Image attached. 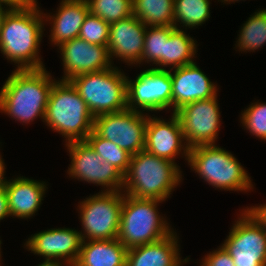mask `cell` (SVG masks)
Segmentation results:
<instances>
[{
  "label": "cell",
  "instance_id": "cell-1",
  "mask_svg": "<svg viewBox=\"0 0 266 266\" xmlns=\"http://www.w3.org/2000/svg\"><path fill=\"white\" fill-rule=\"evenodd\" d=\"M44 14L38 5L9 9L0 27V50L18 70L44 68L38 53L43 36Z\"/></svg>",
  "mask_w": 266,
  "mask_h": 266
},
{
  "label": "cell",
  "instance_id": "cell-2",
  "mask_svg": "<svg viewBox=\"0 0 266 266\" xmlns=\"http://www.w3.org/2000/svg\"><path fill=\"white\" fill-rule=\"evenodd\" d=\"M55 79L41 69L14 70L0 90V111L22 123L45 118L50 90Z\"/></svg>",
  "mask_w": 266,
  "mask_h": 266
},
{
  "label": "cell",
  "instance_id": "cell-3",
  "mask_svg": "<svg viewBox=\"0 0 266 266\" xmlns=\"http://www.w3.org/2000/svg\"><path fill=\"white\" fill-rule=\"evenodd\" d=\"M181 179L176 163L142 150L131 155L123 192L135 198L165 201Z\"/></svg>",
  "mask_w": 266,
  "mask_h": 266
},
{
  "label": "cell",
  "instance_id": "cell-4",
  "mask_svg": "<svg viewBox=\"0 0 266 266\" xmlns=\"http://www.w3.org/2000/svg\"><path fill=\"white\" fill-rule=\"evenodd\" d=\"M44 122L66 143L85 141L93 131L94 116L70 81H55L50 90Z\"/></svg>",
  "mask_w": 266,
  "mask_h": 266
},
{
  "label": "cell",
  "instance_id": "cell-5",
  "mask_svg": "<svg viewBox=\"0 0 266 266\" xmlns=\"http://www.w3.org/2000/svg\"><path fill=\"white\" fill-rule=\"evenodd\" d=\"M162 202L123 194L117 239L127 249L156 242L173 232L157 210L158 203Z\"/></svg>",
  "mask_w": 266,
  "mask_h": 266
},
{
  "label": "cell",
  "instance_id": "cell-6",
  "mask_svg": "<svg viewBox=\"0 0 266 266\" xmlns=\"http://www.w3.org/2000/svg\"><path fill=\"white\" fill-rule=\"evenodd\" d=\"M191 169L220 190L249 191L253 188L247 171L230 152L215 144L189 148Z\"/></svg>",
  "mask_w": 266,
  "mask_h": 266
},
{
  "label": "cell",
  "instance_id": "cell-7",
  "mask_svg": "<svg viewBox=\"0 0 266 266\" xmlns=\"http://www.w3.org/2000/svg\"><path fill=\"white\" fill-rule=\"evenodd\" d=\"M126 78L118 67L113 66L110 69L77 75L69 81L86 102L91 114L96 117L127 109Z\"/></svg>",
  "mask_w": 266,
  "mask_h": 266
},
{
  "label": "cell",
  "instance_id": "cell-8",
  "mask_svg": "<svg viewBox=\"0 0 266 266\" xmlns=\"http://www.w3.org/2000/svg\"><path fill=\"white\" fill-rule=\"evenodd\" d=\"M122 191L103 192L80 202L83 241L116 239L120 227Z\"/></svg>",
  "mask_w": 266,
  "mask_h": 266
},
{
  "label": "cell",
  "instance_id": "cell-9",
  "mask_svg": "<svg viewBox=\"0 0 266 266\" xmlns=\"http://www.w3.org/2000/svg\"><path fill=\"white\" fill-rule=\"evenodd\" d=\"M243 210L222 245L235 266H266V232L247 209Z\"/></svg>",
  "mask_w": 266,
  "mask_h": 266
},
{
  "label": "cell",
  "instance_id": "cell-10",
  "mask_svg": "<svg viewBox=\"0 0 266 266\" xmlns=\"http://www.w3.org/2000/svg\"><path fill=\"white\" fill-rule=\"evenodd\" d=\"M125 109L94 117L93 130L131 155L144 150L148 115ZM146 116V117H145Z\"/></svg>",
  "mask_w": 266,
  "mask_h": 266
},
{
  "label": "cell",
  "instance_id": "cell-11",
  "mask_svg": "<svg viewBox=\"0 0 266 266\" xmlns=\"http://www.w3.org/2000/svg\"><path fill=\"white\" fill-rule=\"evenodd\" d=\"M128 78H126L128 109L149 112L172 107L170 70L152 67L140 72L133 82Z\"/></svg>",
  "mask_w": 266,
  "mask_h": 266
},
{
  "label": "cell",
  "instance_id": "cell-12",
  "mask_svg": "<svg viewBox=\"0 0 266 266\" xmlns=\"http://www.w3.org/2000/svg\"><path fill=\"white\" fill-rule=\"evenodd\" d=\"M71 157L70 177L107 187L104 192L122 191L124 175L97 154L86 141L66 143Z\"/></svg>",
  "mask_w": 266,
  "mask_h": 266
},
{
  "label": "cell",
  "instance_id": "cell-13",
  "mask_svg": "<svg viewBox=\"0 0 266 266\" xmlns=\"http://www.w3.org/2000/svg\"><path fill=\"white\" fill-rule=\"evenodd\" d=\"M217 95L184 105L175 114L178 116L186 145L215 144L220 128V112Z\"/></svg>",
  "mask_w": 266,
  "mask_h": 266
},
{
  "label": "cell",
  "instance_id": "cell-14",
  "mask_svg": "<svg viewBox=\"0 0 266 266\" xmlns=\"http://www.w3.org/2000/svg\"><path fill=\"white\" fill-rule=\"evenodd\" d=\"M83 238L80 232L70 228H54L35 233L24 245L32 253L46 261H62L74 266L78 260Z\"/></svg>",
  "mask_w": 266,
  "mask_h": 266
},
{
  "label": "cell",
  "instance_id": "cell-15",
  "mask_svg": "<svg viewBox=\"0 0 266 266\" xmlns=\"http://www.w3.org/2000/svg\"><path fill=\"white\" fill-rule=\"evenodd\" d=\"M63 61L64 76L61 80L91 72H98L112 67L107 46L88 43L74 38L59 46Z\"/></svg>",
  "mask_w": 266,
  "mask_h": 266
},
{
  "label": "cell",
  "instance_id": "cell-16",
  "mask_svg": "<svg viewBox=\"0 0 266 266\" xmlns=\"http://www.w3.org/2000/svg\"><path fill=\"white\" fill-rule=\"evenodd\" d=\"M170 121L148 116L144 150L157 157L175 163V157L181 153L188 161L189 147L183 143L184 136L180 120L172 113ZM184 144V145H183Z\"/></svg>",
  "mask_w": 266,
  "mask_h": 266
},
{
  "label": "cell",
  "instance_id": "cell-17",
  "mask_svg": "<svg viewBox=\"0 0 266 266\" xmlns=\"http://www.w3.org/2000/svg\"><path fill=\"white\" fill-rule=\"evenodd\" d=\"M170 77L172 80V111L177 112L184 105L205 100L217 95V86L212 83L196 62L176 67Z\"/></svg>",
  "mask_w": 266,
  "mask_h": 266
},
{
  "label": "cell",
  "instance_id": "cell-18",
  "mask_svg": "<svg viewBox=\"0 0 266 266\" xmlns=\"http://www.w3.org/2000/svg\"><path fill=\"white\" fill-rule=\"evenodd\" d=\"M146 27L134 15L112 23L107 44L110 59L114 56L129 65L141 64Z\"/></svg>",
  "mask_w": 266,
  "mask_h": 266
},
{
  "label": "cell",
  "instance_id": "cell-19",
  "mask_svg": "<svg viewBox=\"0 0 266 266\" xmlns=\"http://www.w3.org/2000/svg\"><path fill=\"white\" fill-rule=\"evenodd\" d=\"M10 216L30 218L40 208L46 183L26 177H16L4 182Z\"/></svg>",
  "mask_w": 266,
  "mask_h": 266
},
{
  "label": "cell",
  "instance_id": "cell-20",
  "mask_svg": "<svg viewBox=\"0 0 266 266\" xmlns=\"http://www.w3.org/2000/svg\"><path fill=\"white\" fill-rule=\"evenodd\" d=\"M174 232L156 242L128 249L126 266H180L182 262L187 263L188 257L181 261L178 237Z\"/></svg>",
  "mask_w": 266,
  "mask_h": 266
},
{
  "label": "cell",
  "instance_id": "cell-21",
  "mask_svg": "<svg viewBox=\"0 0 266 266\" xmlns=\"http://www.w3.org/2000/svg\"><path fill=\"white\" fill-rule=\"evenodd\" d=\"M88 13L89 6L86 0H62L56 15L48 17L44 14L46 21L53 23L50 34L52 43L60 46L69 40L78 38Z\"/></svg>",
  "mask_w": 266,
  "mask_h": 266
},
{
  "label": "cell",
  "instance_id": "cell-22",
  "mask_svg": "<svg viewBox=\"0 0 266 266\" xmlns=\"http://www.w3.org/2000/svg\"><path fill=\"white\" fill-rule=\"evenodd\" d=\"M127 251L117 238L85 240L74 266H126Z\"/></svg>",
  "mask_w": 266,
  "mask_h": 266
},
{
  "label": "cell",
  "instance_id": "cell-23",
  "mask_svg": "<svg viewBox=\"0 0 266 266\" xmlns=\"http://www.w3.org/2000/svg\"><path fill=\"white\" fill-rule=\"evenodd\" d=\"M133 15L146 26L174 27V0H132Z\"/></svg>",
  "mask_w": 266,
  "mask_h": 266
},
{
  "label": "cell",
  "instance_id": "cell-24",
  "mask_svg": "<svg viewBox=\"0 0 266 266\" xmlns=\"http://www.w3.org/2000/svg\"><path fill=\"white\" fill-rule=\"evenodd\" d=\"M183 29H175L165 42L164 48V70L165 66H172L171 69L182 67L194 62L197 45Z\"/></svg>",
  "mask_w": 266,
  "mask_h": 266
},
{
  "label": "cell",
  "instance_id": "cell-25",
  "mask_svg": "<svg viewBox=\"0 0 266 266\" xmlns=\"http://www.w3.org/2000/svg\"><path fill=\"white\" fill-rule=\"evenodd\" d=\"M210 18L209 0H174V27L179 29L178 22L185 29L205 23Z\"/></svg>",
  "mask_w": 266,
  "mask_h": 266
},
{
  "label": "cell",
  "instance_id": "cell-26",
  "mask_svg": "<svg viewBox=\"0 0 266 266\" xmlns=\"http://www.w3.org/2000/svg\"><path fill=\"white\" fill-rule=\"evenodd\" d=\"M266 44V9L256 11L243 24L238 41L239 51H255Z\"/></svg>",
  "mask_w": 266,
  "mask_h": 266
},
{
  "label": "cell",
  "instance_id": "cell-27",
  "mask_svg": "<svg viewBox=\"0 0 266 266\" xmlns=\"http://www.w3.org/2000/svg\"><path fill=\"white\" fill-rule=\"evenodd\" d=\"M175 29L171 26H147L141 63L143 61L145 63L146 61L153 62L159 66H156L155 69H163L165 42Z\"/></svg>",
  "mask_w": 266,
  "mask_h": 266
},
{
  "label": "cell",
  "instance_id": "cell-28",
  "mask_svg": "<svg viewBox=\"0 0 266 266\" xmlns=\"http://www.w3.org/2000/svg\"><path fill=\"white\" fill-rule=\"evenodd\" d=\"M85 141L103 158V161L110 163L123 175L126 174L131 159L130 153L110 140L100 137L94 130L86 137Z\"/></svg>",
  "mask_w": 266,
  "mask_h": 266
},
{
  "label": "cell",
  "instance_id": "cell-29",
  "mask_svg": "<svg viewBox=\"0 0 266 266\" xmlns=\"http://www.w3.org/2000/svg\"><path fill=\"white\" fill-rule=\"evenodd\" d=\"M89 12L108 24L133 15L132 0H86Z\"/></svg>",
  "mask_w": 266,
  "mask_h": 266
},
{
  "label": "cell",
  "instance_id": "cell-30",
  "mask_svg": "<svg viewBox=\"0 0 266 266\" xmlns=\"http://www.w3.org/2000/svg\"><path fill=\"white\" fill-rule=\"evenodd\" d=\"M109 32L110 24L89 12L81 26L79 38L88 43L107 46Z\"/></svg>",
  "mask_w": 266,
  "mask_h": 266
},
{
  "label": "cell",
  "instance_id": "cell-31",
  "mask_svg": "<svg viewBox=\"0 0 266 266\" xmlns=\"http://www.w3.org/2000/svg\"><path fill=\"white\" fill-rule=\"evenodd\" d=\"M241 115L244 127L252 135L266 140V103H252Z\"/></svg>",
  "mask_w": 266,
  "mask_h": 266
},
{
  "label": "cell",
  "instance_id": "cell-32",
  "mask_svg": "<svg viewBox=\"0 0 266 266\" xmlns=\"http://www.w3.org/2000/svg\"><path fill=\"white\" fill-rule=\"evenodd\" d=\"M201 266H235L229 252L222 245L203 259Z\"/></svg>",
  "mask_w": 266,
  "mask_h": 266
},
{
  "label": "cell",
  "instance_id": "cell-33",
  "mask_svg": "<svg viewBox=\"0 0 266 266\" xmlns=\"http://www.w3.org/2000/svg\"><path fill=\"white\" fill-rule=\"evenodd\" d=\"M9 9H26L37 5V0H0Z\"/></svg>",
  "mask_w": 266,
  "mask_h": 266
},
{
  "label": "cell",
  "instance_id": "cell-34",
  "mask_svg": "<svg viewBox=\"0 0 266 266\" xmlns=\"http://www.w3.org/2000/svg\"><path fill=\"white\" fill-rule=\"evenodd\" d=\"M247 210L255 217V219L262 225L264 231L266 232V204L253 206Z\"/></svg>",
  "mask_w": 266,
  "mask_h": 266
},
{
  "label": "cell",
  "instance_id": "cell-35",
  "mask_svg": "<svg viewBox=\"0 0 266 266\" xmlns=\"http://www.w3.org/2000/svg\"><path fill=\"white\" fill-rule=\"evenodd\" d=\"M10 216L5 185L0 187V221Z\"/></svg>",
  "mask_w": 266,
  "mask_h": 266
},
{
  "label": "cell",
  "instance_id": "cell-36",
  "mask_svg": "<svg viewBox=\"0 0 266 266\" xmlns=\"http://www.w3.org/2000/svg\"><path fill=\"white\" fill-rule=\"evenodd\" d=\"M4 172H5V164L0 155V187L3 186L5 182Z\"/></svg>",
  "mask_w": 266,
  "mask_h": 266
},
{
  "label": "cell",
  "instance_id": "cell-37",
  "mask_svg": "<svg viewBox=\"0 0 266 266\" xmlns=\"http://www.w3.org/2000/svg\"><path fill=\"white\" fill-rule=\"evenodd\" d=\"M64 264L65 263L63 261L61 262V261H46V260H44V262L39 264L38 266H64Z\"/></svg>",
  "mask_w": 266,
  "mask_h": 266
},
{
  "label": "cell",
  "instance_id": "cell-38",
  "mask_svg": "<svg viewBox=\"0 0 266 266\" xmlns=\"http://www.w3.org/2000/svg\"><path fill=\"white\" fill-rule=\"evenodd\" d=\"M6 8V9H5ZM9 11V8L3 7V3H0V27H1V24L3 22V19H4V16L5 14Z\"/></svg>",
  "mask_w": 266,
  "mask_h": 266
},
{
  "label": "cell",
  "instance_id": "cell-39",
  "mask_svg": "<svg viewBox=\"0 0 266 266\" xmlns=\"http://www.w3.org/2000/svg\"><path fill=\"white\" fill-rule=\"evenodd\" d=\"M234 1L236 2V1H240V0H222V2H224V3L228 2V4L231 2H234Z\"/></svg>",
  "mask_w": 266,
  "mask_h": 266
},
{
  "label": "cell",
  "instance_id": "cell-40",
  "mask_svg": "<svg viewBox=\"0 0 266 266\" xmlns=\"http://www.w3.org/2000/svg\"><path fill=\"white\" fill-rule=\"evenodd\" d=\"M1 243H2V242H1V240H0V249H1ZM0 260H1V251H0Z\"/></svg>",
  "mask_w": 266,
  "mask_h": 266
}]
</instances>
